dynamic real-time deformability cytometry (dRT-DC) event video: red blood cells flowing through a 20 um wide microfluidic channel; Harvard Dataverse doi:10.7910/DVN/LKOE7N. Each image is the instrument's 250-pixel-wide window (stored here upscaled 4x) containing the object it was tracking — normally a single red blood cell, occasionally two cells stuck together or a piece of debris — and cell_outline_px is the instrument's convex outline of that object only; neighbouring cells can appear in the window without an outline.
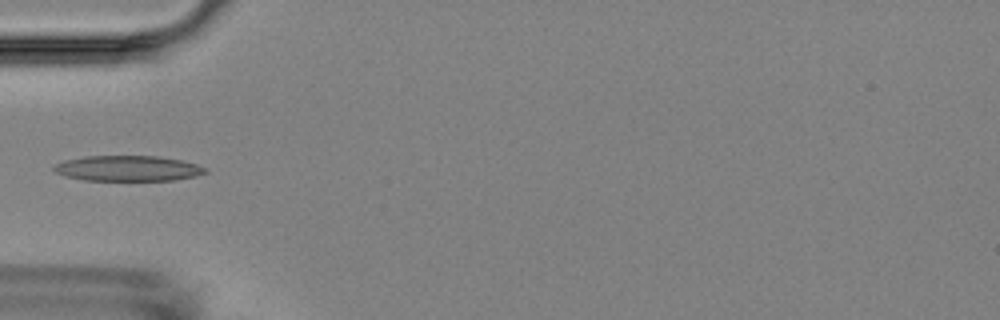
{"species": "Egyptian fruit bat (a non-hibernating species)", "species_latin": "Rousettus aegyptiacus", "temperature_condition": "room temperature", "stored_images_in_passage": 7, "camera_frame_rate_fps": 3000, "um_per_image_px": 0.085, "animal": {"sex": "female"}, "frame": {"image": 1, "passage_image": 4, "time_ms": 4.667, "image_size_px": [1000, 320], "cell_outline_px": [[208, 172], [196, 176], [172, 180], [84, 180], [64, 176], [56, 172], [52, 168], [56, 164], [64, 160], [84, 156], [160, 156], [180, 160], [196, 164], [204, 168]], "centroid_in_image_um": [10.84, 14.31], "position_along_channel_um": 74.2, "area_um2": 22.37}}
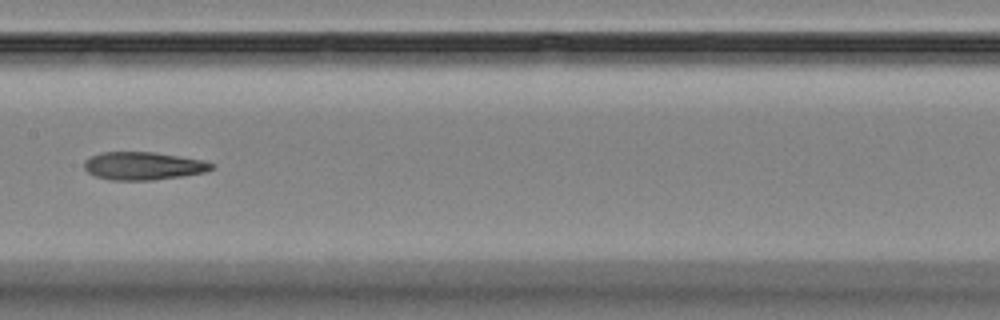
{"frame": {"image": 2, "passage_image": 7, "time_ms": 8.0, "image_size_px": [1000, 320], "cell_outline_px": [[216, 164], [212, 168], [204, 172], [180, 176], [152, 180], [108, 180], [96, 176], [88, 172], [84, 168], [84, 160], [100, 152], [152, 152], [180, 156], [204, 160]], "centroid_in_image_um": [12.16, 14.1], "position_along_channel_um": 195.2, "area_um2": 20.69}}